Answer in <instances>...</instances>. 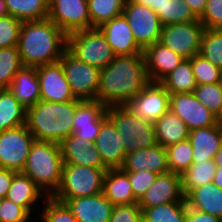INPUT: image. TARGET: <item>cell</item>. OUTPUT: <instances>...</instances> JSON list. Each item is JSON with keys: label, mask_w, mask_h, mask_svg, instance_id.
I'll use <instances>...</instances> for the list:
<instances>
[{"label": "cell", "mask_w": 222, "mask_h": 222, "mask_svg": "<svg viewBox=\"0 0 222 222\" xmlns=\"http://www.w3.org/2000/svg\"><path fill=\"white\" fill-rule=\"evenodd\" d=\"M214 159L204 160L192 165L181 176V189L186 197L194 188L213 181L216 172Z\"/></svg>", "instance_id": "d6a6232c"}, {"label": "cell", "mask_w": 222, "mask_h": 222, "mask_svg": "<svg viewBox=\"0 0 222 222\" xmlns=\"http://www.w3.org/2000/svg\"><path fill=\"white\" fill-rule=\"evenodd\" d=\"M143 54L150 82H160L184 60L160 42L145 48Z\"/></svg>", "instance_id": "603a6c76"}, {"label": "cell", "mask_w": 222, "mask_h": 222, "mask_svg": "<svg viewBox=\"0 0 222 222\" xmlns=\"http://www.w3.org/2000/svg\"><path fill=\"white\" fill-rule=\"evenodd\" d=\"M94 144L108 169L121 168L126 151L113 122L106 116Z\"/></svg>", "instance_id": "ffe728a7"}, {"label": "cell", "mask_w": 222, "mask_h": 222, "mask_svg": "<svg viewBox=\"0 0 222 222\" xmlns=\"http://www.w3.org/2000/svg\"><path fill=\"white\" fill-rule=\"evenodd\" d=\"M78 222H109L114 205L103 192L92 196L68 199L64 202Z\"/></svg>", "instance_id": "d6986e66"}, {"label": "cell", "mask_w": 222, "mask_h": 222, "mask_svg": "<svg viewBox=\"0 0 222 222\" xmlns=\"http://www.w3.org/2000/svg\"><path fill=\"white\" fill-rule=\"evenodd\" d=\"M158 17L162 26L198 20L185 0H162Z\"/></svg>", "instance_id": "e575fe53"}, {"label": "cell", "mask_w": 222, "mask_h": 222, "mask_svg": "<svg viewBox=\"0 0 222 222\" xmlns=\"http://www.w3.org/2000/svg\"><path fill=\"white\" fill-rule=\"evenodd\" d=\"M191 65L197 85L222 82V70L200 53L191 58Z\"/></svg>", "instance_id": "60d3db41"}, {"label": "cell", "mask_w": 222, "mask_h": 222, "mask_svg": "<svg viewBox=\"0 0 222 222\" xmlns=\"http://www.w3.org/2000/svg\"><path fill=\"white\" fill-rule=\"evenodd\" d=\"M63 164L60 144L34 140L22 173L52 196L60 186Z\"/></svg>", "instance_id": "277c9868"}, {"label": "cell", "mask_w": 222, "mask_h": 222, "mask_svg": "<svg viewBox=\"0 0 222 222\" xmlns=\"http://www.w3.org/2000/svg\"><path fill=\"white\" fill-rule=\"evenodd\" d=\"M214 163H215L216 167L222 166V144H221L218 152L215 154Z\"/></svg>", "instance_id": "db71d44e"}, {"label": "cell", "mask_w": 222, "mask_h": 222, "mask_svg": "<svg viewBox=\"0 0 222 222\" xmlns=\"http://www.w3.org/2000/svg\"><path fill=\"white\" fill-rule=\"evenodd\" d=\"M130 180L133 195L139 199L145 194L157 178V173L145 170L138 172H125Z\"/></svg>", "instance_id": "ee69618b"}, {"label": "cell", "mask_w": 222, "mask_h": 222, "mask_svg": "<svg viewBox=\"0 0 222 222\" xmlns=\"http://www.w3.org/2000/svg\"><path fill=\"white\" fill-rule=\"evenodd\" d=\"M30 214L20 205L3 198L0 204V222H28Z\"/></svg>", "instance_id": "bcb514c9"}, {"label": "cell", "mask_w": 222, "mask_h": 222, "mask_svg": "<svg viewBox=\"0 0 222 222\" xmlns=\"http://www.w3.org/2000/svg\"><path fill=\"white\" fill-rule=\"evenodd\" d=\"M22 21L11 15L0 17V48L18 46Z\"/></svg>", "instance_id": "7bdbcfd3"}, {"label": "cell", "mask_w": 222, "mask_h": 222, "mask_svg": "<svg viewBox=\"0 0 222 222\" xmlns=\"http://www.w3.org/2000/svg\"><path fill=\"white\" fill-rule=\"evenodd\" d=\"M212 182L222 189V166L216 168Z\"/></svg>", "instance_id": "f5cc1de1"}, {"label": "cell", "mask_w": 222, "mask_h": 222, "mask_svg": "<svg viewBox=\"0 0 222 222\" xmlns=\"http://www.w3.org/2000/svg\"><path fill=\"white\" fill-rule=\"evenodd\" d=\"M107 106L97 100H82L76 108L73 119V135L94 143L102 120L107 116Z\"/></svg>", "instance_id": "e0dca14e"}, {"label": "cell", "mask_w": 222, "mask_h": 222, "mask_svg": "<svg viewBox=\"0 0 222 222\" xmlns=\"http://www.w3.org/2000/svg\"><path fill=\"white\" fill-rule=\"evenodd\" d=\"M125 105L137 117L154 123L169 110L170 94L159 82H149Z\"/></svg>", "instance_id": "4fadbf2b"}, {"label": "cell", "mask_w": 222, "mask_h": 222, "mask_svg": "<svg viewBox=\"0 0 222 222\" xmlns=\"http://www.w3.org/2000/svg\"><path fill=\"white\" fill-rule=\"evenodd\" d=\"M35 138L26 124L0 132V168L22 172Z\"/></svg>", "instance_id": "9c48e42d"}, {"label": "cell", "mask_w": 222, "mask_h": 222, "mask_svg": "<svg viewBox=\"0 0 222 222\" xmlns=\"http://www.w3.org/2000/svg\"><path fill=\"white\" fill-rule=\"evenodd\" d=\"M107 170L76 164H63L61 183L52 197L64 203L68 199L101 193Z\"/></svg>", "instance_id": "8992f818"}, {"label": "cell", "mask_w": 222, "mask_h": 222, "mask_svg": "<svg viewBox=\"0 0 222 222\" xmlns=\"http://www.w3.org/2000/svg\"><path fill=\"white\" fill-rule=\"evenodd\" d=\"M138 46L144 50L160 41L162 25L151 8L126 0L123 9Z\"/></svg>", "instance_id": "8fae6325"}, {"label": "cell", "mask_w": 222, "mask_h": 222, "mask_svg": "<svg viewBox=\"0 0 222 222\" xmlns=\"http://www.w3.org/2000/svg\"><path fill=\"white\" fill-rule=\"evenodd\" d=\"M124 172L151 171L157 174L170 171L166 148L157 144L126 154L121 167Z\"/></svg>", "instance_id": "7402d4cb"}, {"label": "cell", "mask_w": 222, "mask_h": 222, "mask_svg": "<svg viewBox=\"0 0 222 222\" xmlns=\"http://www.w3.org/2000/svg\"><path fill=\"white\" fill-rule=\"evenodd\" d=\"M109 222H143V212L138 203L115 205Z\"/></svg>", "instance_id": "7dc6e473"}, {"label": "cell", "mask_w": 222, "mask_h": 222, "mask_svg": "<svg viewBox=\"0 0 222 222\" xmlns=\"http://www.w3.org/2000/svg\"><path fill=\"white\" fill-rule=\"evenodd\" d=\"M125 2L126 0H88L91 28H99L121 15Z\"/></svg>", "instance_id": "836d02e7"}, {"label": "cell", "mask_w": 222, "mask_h": 222, "mask_svg": "<svg viewBox=\"0 0 222 222\" xmlns=\"http://www.w3.org/2000/svg\"><path fill=\"white\" fill-rule=\"evenodd\" d=\"M106 112L116 127L126 154L157 145L154 123L137 117L126 105H109Z\"/></svg>", "instance_id": "5b68a950"}, {"label": "cell", "mask_w": 222, "mask_h": 222, "mask_svg": "<svg viewBox=\"0 0 222 222\" xmlns=\"http://www.w3.org/2000/svg\"><path fill=\"white\" fill-rule=\"evenodd\" d=\"M43 192L44 191L40 189L28 176L22 172H17L13 176L5 198L22 206L30 215H32V209H34L33 206L36 205V201L46 195Z\"/></svg>", "instance_id": "83f0119b"}, {"label": "cell", "mask_w": 222, "mask_h": 222, "mask_svg": "<svg viewBox=\"0 0 222 222\" xmlns=\"http://www.w3.org/2000/svg\"><path fill=\"white\" fill-rule=\"evenodd\" d=\"M67 49L79 60L100 70L107 67L115 57L99 28L80 30L67 35Z\"/></svg>", "instance_id": "52a82bcc"}, {"label": "cell", "mask_w": 222, "mask_h": 222, "mask_svg": "<svg viewBox=\"0 0 222 222\" xmlns=\"http://www.w3.org/2000/svg\"><path fill=\"white\" fill-rule=\"evenodd\" d=\"M204 31L205 27L199 20L170 24L162 26L159 42L183 59H191L200 53Z\"/></svg>", "instance_id": "30bf717a"}, {"label": "cell", "mask_w": 222, "mask_h": 222, "mask_svg": "<svg viewBox=\"0 0 222 222\" xmlns=\"http://www.w3.org/2000/svg\"><path fill=\"white\" fill-rule=\"evenodd\" d=\"M170 202H186L181 189V176L171 171L158 174L154 183L139 199L142 212L145 209Z\"/></svg>", "instance_id": "2e32d148"}, {"label": "cell", "mask_w": 222, "mask_h": 222, "mask_svg": "<svg viewBox=\"0 0 222 222\" xmlns=\"http://www.w3.org/2000/svg\"><path fill=\"white\" fill-rule=\"evenodd\" d=\"M185 199L189 208L222 219V189L213 182L194 188Z\"/></svg>", "instance_id": "4316f807"}, {"label": "cell", "mask_w": 222, "mask_h": 222, "mask_svg": "<svg viewBox=\"0 0 222 222\" xmlns=\"http://www.w3.org/2000/svg\"><path fill=\"white\" fill-rule=\"evenodd\" d=\"M169 109L186 125L189 131L217 125L220 119L204 107L194 93L170 94Z\"/></svg>", "instance_id": "5bb4252c"}, {"label": "cell", "mask_w": 222, "mask_h": 222, "mask_svg": "<svg viewBox=\"0 0 222 222\" xmlns=\"http://www.w3.org/2000/svg\"><path fill=\"white\" fill-rule=\"evenodd\" d=\"M16 173L17 172L12 171V170L0 168V198L3 199L6 197L8 193V189L12 182L13 176Z\"/></svg>", "instance_id": "681fc988"}, {"label": "cell", "mask_w": 222, "mask_h": 222, "mask_svg": "<svg viewBox=\"0 0 222 222\" xmlns=\"http://www.w3.org/2000/svg\"><path fill=\"white\" fill-rule=\"evenodd\" d=\"M207 0H185L194 16L199 19L206 7Z\"/></svg>", "instance_id": "f907efd6"}, {"label": "cell", "mask_w": 222, "mask_h": 222, "mask_svg": "<svg viewBox=\"0 0 222 222\" xmlns=\"http://www.w3.org/2000/svg\"><path fill=\"white\" fill-rule=\"evenodd\" d=\"M82 100L66 102L38 101L27 109L26 125L35 140L60 144L73 134V119Z\"/></svg>", "instance_id": "3957f363"}, {"label": "cell", "mask_w": 222, "mask_h": 222, "mask_svg": "<svg viewBox=\"0 0 222 222\" xmlns=\"http://www.w3.org/2000/svg\"><path fill=\"white\" fill-rule=\"evenodd\" d=\"M44 198L45 206L40 215L42 222H78L65 203L56 200L52 196H45Z\"/></svg>", "instance_id": "b9f144b4"}, {"label": "cell", "mask_w": 222, "mask_h": 222, "mask_svg": "<svg viewBox=\"0 0 222 222\" xmlns=\"http://www.w3.org/2000/svg\"><path fill=\"white\" fill-rule=\"evenodd\" d=\"M103 194L115 205H129L138 203L128 175L121 169H108L103 179Z\"/></svg>", "instance_id": "484cf974"}, {"label": "cell", "mask_w": 222, "mask_h": 222, "mask_svg": "<svg viewBox=\"0 0 222 222\" xmlns=\"http://www.w3.org/2000/svg\"><path fill=\"white\" fill-rule=\"evenodd\" d=\"M8 15L20 21H38L48 18L49 0H4Z\"/></svg>", "instance_id": "1f68e13d"}, {"label": "cell", "mask_w": 222, "mask_h": 222, "mask_svg": "<svg viewBox=\"0 0 222 222\" xmlns=\"http://www.w3.org/2000/svg\"><path fill=\"white\" fill-rule=\"evenodd\" d=\"M48 19L66 35L90 29L88 0H49Z\"/></svg>", "instance_id": "7c38bea8"}, {"label": "cell", "mask_w": 222, "mask_h": 222, "mask_svg": "<svg viewBox=\"0 0 222 222\" xmlns=\"http://www.w3.org/2000/svg\"><path fill=\"white\" fill-rule=\"evenodd\" d=\"M67 49V35L50 19L22 22L18 51L24 66L58 62Z\"/></svg>", "instance_id": "7a4b0ae2"}, {"label": "cell", "mask_w": 222, "mask_h": 222, "mask_svg": "<svg viewBox=\"0 0 222 222\" xmlns=\"http://www.w3.org/2000/svg\"><path fill=\"white\" fill-rule=\"evenodd\" d=\"M198 20L205 29H222V0H207L205 10Z\"/></svg>", "instance_id": "f6af8a7d"}, {"label": "cell", "mask_w": 222, "mask_h": 222, "mask_svg": "<svg viewBox=\"0 0 222 222\" xmlns=\"http://www.w3.org/2000/svg\"><path fill=\"white\" fill-rule=\"evenodd\" d=\"M99 30L105 36L115 56H130L143 53V50L136 43L133 32L123 13L102 24Z\"/></svg>", "instance_id": "ac0fdd59"}, {"label": "cell", "mask_w": 222, "mask_h": 222, "mask_svg": "<svg viewBox=\"0 0 222 222\" xmlns=\"http://www.w3.org/2000/svg\"><path fill=\"white\" fill-rule=\"evenodd\" d=\"M168 166L171 172L182 174L193 163L192 146L189 139L166 148Z\"/></svg>", "instance_id": "74e56055"}, {"label": "cell", "mask_w": 222, "mask_h": 222, "mask_svg": "<svg viewBox=\"0 0 222 222\" xmlns=\"http://www.w3.org/2000/svg\"><path fill=\"white\" fill-rule=\"evenodd\" d=\"M8 15L4 0H0V17Z\"/></svg>", "instance_id": "11a10c76"}, {"label": "cell", "mask_w": 222, "mask_h": 222, "mask_svg": "<svg viewBox=\"0 0 222 222\" xmlns=\"http://www.w3.org/2000/svg\"><path fill=\"white\" fill-rule=\"evenodd\" d=\"M187 202H170L143 211V222H185Z\"/></svg>", "instance_id": "d590c367"}, {"label": "cell", "mask_w": 222, "mask_h": 222, "mask_svg": "<svg viewBox=\"0 0 222 222\" xmlns=\"http://www.w3.org/2000/svg\"><path fill=\"white\" fill-rule=\"evenodd\" d=\"M37 76L41 101L66 102L76 100L59 61L38 66Z\"/></svg>", "instance_id": "9a60e30c"}, {"label": "cell", "mask_w": 222, "mask_h": 222, "mask_svg": "<svg viewBox=\"0 0 222 222\" xmlns=\"http://www.w3.org/2000/svg\"><path fill=\"white\" fill-rule=\"evenodd\" d=\"M9 90L26 109L34 106L40 101L37 67L23 66L19 69L12 80Z\"/></svg>", "instance_id": "d4e9b609"}, {"label": "cell", "mask_w": 222, "mask_h": 222, "mask_svg": "<svg viewBox=\"0 0 222 222\" xmlns=\"http://www.w3.org/2000/svg\"><path fill=\"white\" fill-rule=\"evenodd\" d=\"M76 99L96 100L101 70L79 60L66 49L59 60Z\"/></svg>", "instance_id": "ba28073f"}, {"label": "cell", "mask_w": 222, "mask_h": 222, "mask_svg": "<svg viewBox=\"0 0 222 222\" xmlns=\"http://www.w3.org/2000/svg\"><path fill=\"white\" fill-rule=\"evenodd\" d=\"M134 2L149 7L158 15L159 10H161V2L162 0H133Z\"/></svg>", "instance_id": "816d5d0a"}, {"label": "cell", "mask_w": 222, "mask_h": 222, "mask_svg": "<svg viewBox=\"0 0 222 222\" xmlns=\"http://www.w3.org/2000/svg\"><path fill=\"white\" fill-rule=\"evenodd\" d=\"M157 144L164 148L187 140V125L170 109L154 122Z\"/></svg>", "instance_id": "f1b7e54d"}, {"label": "cell", "mask_w": 222, "mask_h": 222, "mask_svg": "<svg viewBox=\"0 0 222 222\" xmlns=\"http://www.w3.org/2000/svg\"><path fill=\"white\" fill-rule=\"evenodd\" d=\"M150 82L144 54L115 56L101 69L96 100L109 105H125Z\"/></svg>", "instance_id": "6da1fadb"}, {"label": "cell", "mask_w": 222, "mask_h": 222, "mask_svg": "<svg viewBox=\"0 0 222 222\" xmlns=\"http://www.w3.org/2000/svg\"><path fill=\"white\" fill-rule=\"evenodd\" d=\"M194 94L204 107L222 119V82L197 85Z\"/></svg>", "instance_id": "ab89813d"}, {"label": "cell", "mask_w": 222, "mask_h": 222, "mask_svg": "<svg viewBox=\"0 0 222 222\" xmlns=\"http://www.w3.org/2000/svg\"><path fill=\"white\" fill-rule=\"evenodd\" d=\"M27 109L9 89H0V132L26 124Z\"/></svg>", "instance_id": "f546056e"}, {"label": "cell", "mask_w": 222, "mask_h": 222, "mask_svg": "<svg viewBox=\"0 0 222 222\" xmlns=\"http://www.w3.org/2000/svg\"><path fill=\"white\" fill-rule=\"evenodd\" d=\"M200 54L222 70V29H205Z\"/></svg>", "instance_id": "f35d334b"}, {"label": "cell", "mask_w": 222, "mask_h": 222, "mask_svg": "<svg viewBox=\"0 0 222 222\" xmlns=\"http://www.w3.org/2000/svg\"><path fill=\"white\" fill-rule=\"evenodd\" d=\"M193 163L214 159L222 144V123L214 126L194 129L189 132Z\"/></svg>", "instance_id": "cb8c5ba5"}, {"label": "cell", "mask_w": 222, "mask_h": 222, "mask_svg": "<svg viewBox=\"0 0 222 222\" xmlns=\"http://www.w3.org/2000/svg\"><path fill=\"white\" fill-rule=\"evenodd\" d=\"M185 222H222V219L195 209H191L187 206Z\"/></svg>", "instance_id": "c3c4849f"}, {"label": "cell", "mask_w": 222, "mask_h": 222, "mask_svg": "<svg viewBox=\"0 0 222 222\" xmlns=\"http://www.w3.org/2000/svg\"><path fill=\"white\" fill-rule=\"evenodd\" d=\"M169 94L194 93L197 82L194 77L191 59H184L170 74L159 82Z\"/></svg>", "instance_id": "4dcf8cb0"}, {"label": "cell", "mask_w": 222, "mask_h": 222, "mask_svg": "<svg viewBox=\"0 0 222 222\" xmlns=\"http://www.w3.org/2000/svg\"><path fill=\"white\" fill-rule=\"evenodd\" d=\"M64 164H76L93 168L108 169L103 163L94 143L70 135L60 143Z\"/></svg>", "instance_id": "44dd1931"}, {"label": "cell", "mask_w": 222, "mask_h": 222, "mask_svg": "<svg viewBox=\"0 0 222 222\" xmlns=\"http://www.w3.org/2000/svg\"><path fill=\"white\" fill-rule=\"evenodd\" d=\"M23 66L18 46L0 48V89H9L16 72Z\"/></svg>", "instance_id": "8d00e7d4"}]
</instances>
